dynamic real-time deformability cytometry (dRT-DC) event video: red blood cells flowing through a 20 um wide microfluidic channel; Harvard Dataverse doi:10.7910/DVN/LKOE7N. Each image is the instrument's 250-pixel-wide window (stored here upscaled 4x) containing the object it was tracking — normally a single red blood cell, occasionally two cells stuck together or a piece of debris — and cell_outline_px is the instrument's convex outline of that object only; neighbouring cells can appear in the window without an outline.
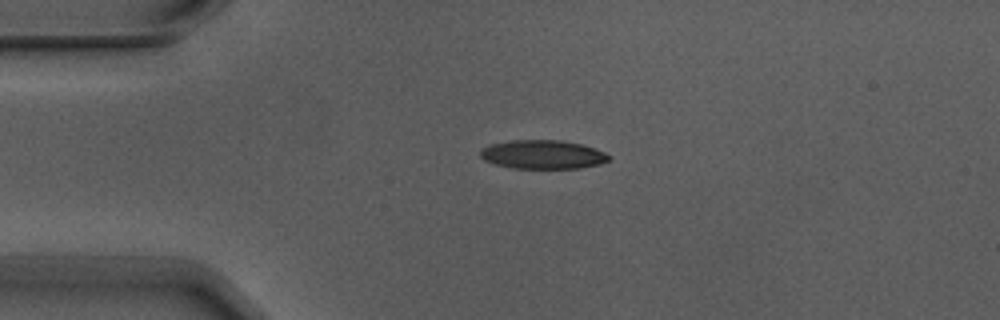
{"species": "Egyptian fruit bat (a non-hibernating species)", "species_latin": "Rousettus aegyptiacus", "temperature_condition": "warm", "stored_images_in_passage": 4, "camera_frame_rate_fps": 3000, "um_per_image_px": 0.085, "animal": {"sex": "male"}, "frame": {"image": 1, "passage_image": 3, "time_ms": 0.667, "image_size_px": [1000, 320], "cell_outline_px": [[612, 156], [608, 160], [600, 164], [580, 168], [512, 168], [496, 164], [484, 160], [480, 156], [480, 148], [488, 144], [512, 140], [560, 140], [580, 144], [596, 148]], "centroid_in_image_um": [46.12, 13.13], "position_along_channel_um": 38.9, "area_um2": 21.68}}